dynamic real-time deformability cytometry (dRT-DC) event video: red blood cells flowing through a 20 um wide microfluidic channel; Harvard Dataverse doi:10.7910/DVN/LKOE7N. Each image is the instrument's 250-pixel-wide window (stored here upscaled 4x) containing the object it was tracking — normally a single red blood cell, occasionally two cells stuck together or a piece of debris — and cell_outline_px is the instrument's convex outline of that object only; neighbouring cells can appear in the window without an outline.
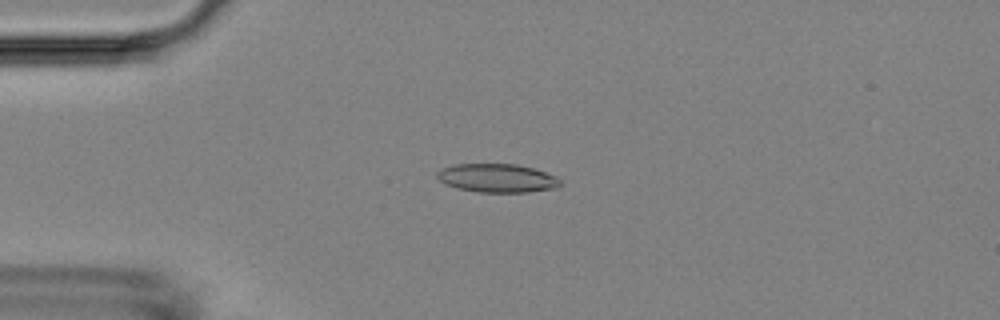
{"species": "Egyptian fruit bat (a non-hibernating species)", "species_latin": "Rousettus aegyptiacus", "temperature_condition": "room temperature", "stored_images_in_passage": 46, "camera_frame_rate_fps": 3000, "um_per_image_px": 0.085, "animal": {"sex": "female"}, "frame": {"image": 1, "passage_image": 6, "time_ms": 1.667, "image_size_px": [1000, 320], "cell_outline_px": [[560, 184], [556, 188], [528, 192], [480, 192], [456, 188], [444, 184], [436, 176], [436, 172], [440, 168], [452, 164], [516, 164], [532, 168], [556, 176], [560, 180]], "centroid_in_image_um": [42.21, 15.13], "position_along_channel_um": 42.8, "area_um2": 20.58}}
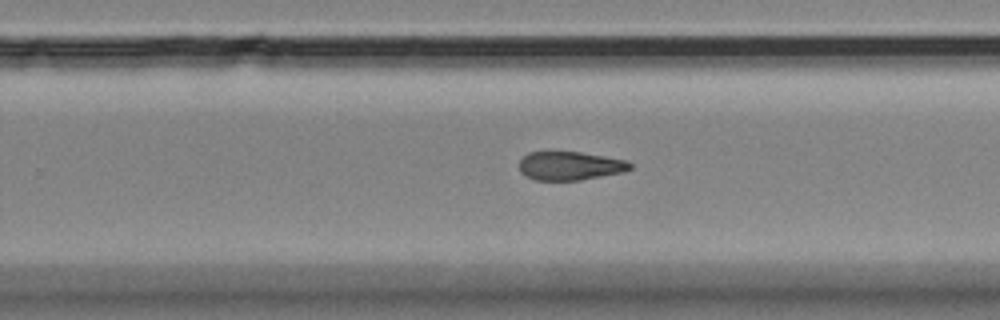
{"frame": {"image": 2, "passage_image": 27, "time_ms": 8.667, "image_size_px": [1000, 320], "cell_outline_px": [[632, 168], [624, 172], [580, 180], [536, 180], [524, 176], [520, 172], [520, 160], [528, 152], [580, 152], [628, 160], [632, 164]], "centroid_in_image_um": [48.46, 14.1], "position_along_channel_um": 281.3, "area_um2": 18.55}}
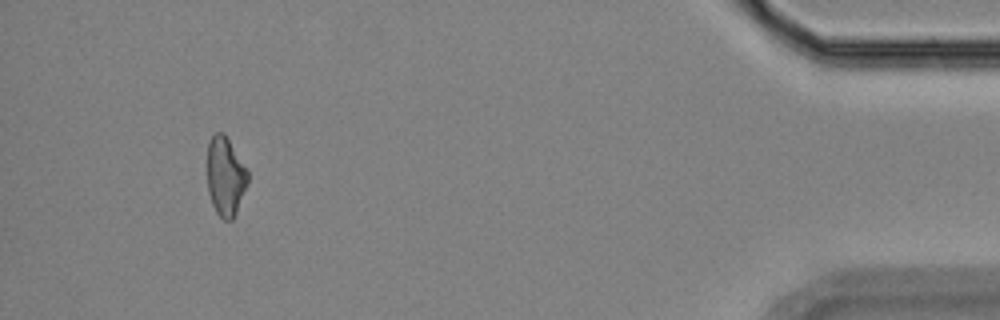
{"frame": {"image": 3, "passage_image": 43, "time_ms": 14.0, "image_size_px": [1000, 320], "cell_outline_px": [[248, 184], [236, 212], [232, 220], [224, 220], [216, 212], [212, 204], [208, 192], [208, 144], [212, 136], [216, 132], [224, 132], [248, 172]], "centroid_in_image_um": [19.16, 15.0], "position_along_channel_um": 416.0, "area_um2": 18.44}, "authors_computed_cell_mechanics": {"area_um2": 19.4786, "velocity_mm_per_s": 3.7259, "shape_relaxation_time_tau1_ms": null, "shape_relaxation_time_tau2_ms": 3.5297, "deformation_change_tau1": null, "deformation_change_tau2": 0.1215}}